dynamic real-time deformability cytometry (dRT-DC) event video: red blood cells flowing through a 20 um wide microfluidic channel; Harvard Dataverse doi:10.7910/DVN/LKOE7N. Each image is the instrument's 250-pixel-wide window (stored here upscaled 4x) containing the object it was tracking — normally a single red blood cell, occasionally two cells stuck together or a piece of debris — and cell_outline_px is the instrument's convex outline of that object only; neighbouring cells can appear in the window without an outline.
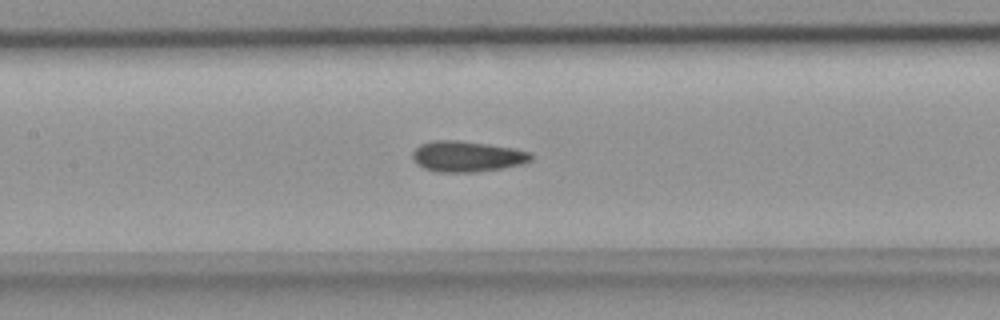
{"species": "common noctule bat (a hibernating species)", "species_latin": "Nyctalus noctula", "temperature_condition": "room temperature", "stored_images_in_passage": 43, "camera_frame_rate_fps": 3000, "um_per_image_px": 0.085, "animal": {"sex": "female", "body_mass_g": 18.4}, "frame": {"image": 1, "passage_image": 16, "time_ms": 5.0, "image_size_px": [1000, 320], "cell_outline_px": [[532, 160], [520, 164], [500, 168], [472, 172], [436, 172], [424, 168], [416, 164], [412, 156], [412, 152], [420, 144], [432, 140], [460, 140], [512, 148], [532, 152]], "centroid_in_image_um": [39.66, 13.29], "position_along_channel_um": 167.7, "area_um2": 21.15}}
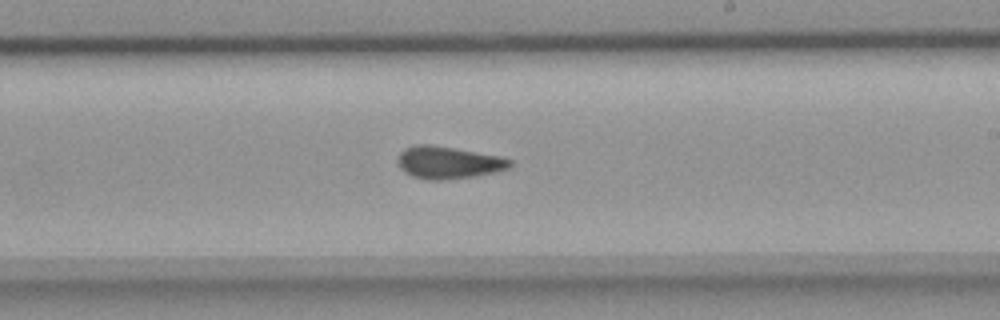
{"frame": {"image": 2, "passage_image": 22, "time_ms": 7.0, "image_size_px": [1000, 320], "cell_outline_px": [[512, 164], [508, 168], [476, 176], [444, 180], [428, 180], [412, 176], [404, 172], [400, 168], [396, 160], [400, 152], [404, 148], [416, 144], [432, 144], [500, 156], [512, 160]], "centroid_in_image_um": [38.06, 13.81], "position_along_channel_um": 250.9, "area_um2": 21.27}}
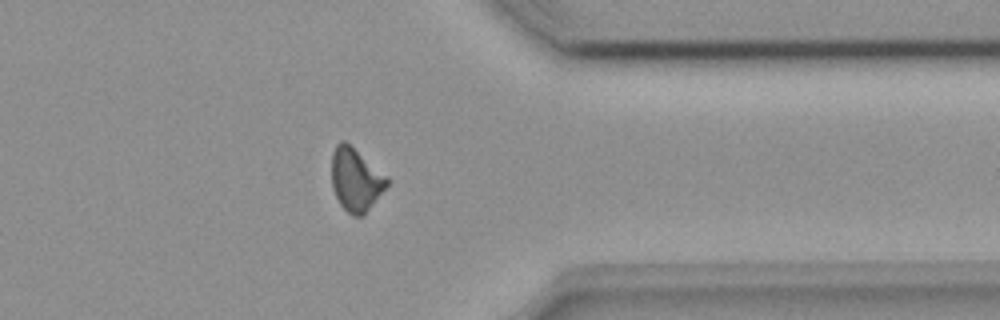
{"frame": {"image": 3, "passage_image": 32, "time_ms": 10.333, "image_size_px": [1000, 320], "cell_outline_px": [[388, 184], [368, 208], [360, 216], [352, 216], [340, 204], [332, 188], [332, 152], [336, 144], [340, 140], [344, 140], [388, 176]], "centroid_in_image_um": [30.21, 15.23], "position_along_channel_um": 381.2, "area_um2": 19.94}}